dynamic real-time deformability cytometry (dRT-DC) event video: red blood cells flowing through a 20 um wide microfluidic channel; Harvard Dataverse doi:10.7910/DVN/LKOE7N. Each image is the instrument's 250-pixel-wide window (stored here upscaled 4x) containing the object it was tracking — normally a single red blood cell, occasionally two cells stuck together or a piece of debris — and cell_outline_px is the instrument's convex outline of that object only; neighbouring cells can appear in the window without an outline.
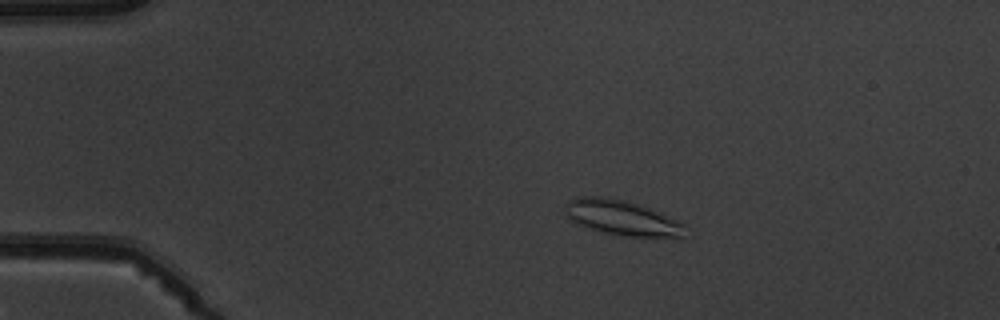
{"species": "common noctule bat (a hibernating species)", "species_latin": "Nyctalus noctula", "temperature_condition": "warm", "stored_images_in_passage": 7, "camera_frame_rate_fps": 3000, "um_per_image_px": 0.085, "animal": {"sex": "male", "body_mass_g": 19.5, "forearm_length_mm": 54.6}, "frame": {"image": 1, "passage_image": 4, "time_ms": 3.333, "image_size_px": [1000, 320], "cell_outline_px": [[688, 224], [684, 236], [680, 240], [628, 236], [604, 232], [576, 224], [564, 216], [564, 212], [568, 200], [580, 196], [604, 196], [628, 200]], "centroid_in_image_um": [52.94, 18.54], "position_along_channel_um": 32.1, "area_um2": 25.37}}
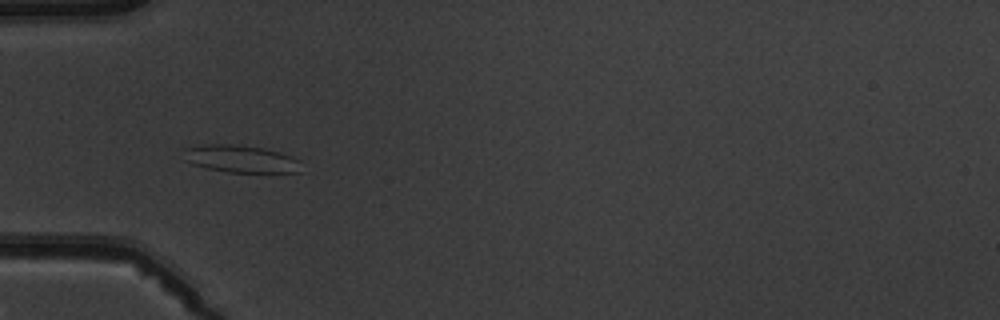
{"frame": {"image": 2, "passage_image": 6, "time_ms": 5.667, "image_size_px": [1000, 320], "cell_outline_px": [[304, 172], [228, 172], [208, 168], [192, 164], [184, 160], [184, 148], [204, 144], [232, 144], [264, 148], [280, 152], [292, 156], [300, 160]], "centroid_in_image_um": [20.5, 13.5], "position_along_channel_um": 64.5, "area_um2": 18.96}}
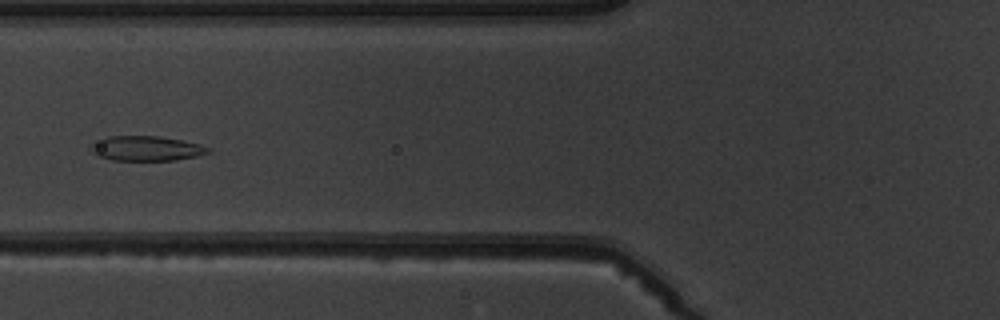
{"frame": {"image": 3, "passage_image": 7, "time_ms": 7.0, "image_size_px": [1000, 320], "cell_outline_px": [[212, 152], [196, 156], [176, 160], [112, 160], [96, 156], [88, 148], [88, 144], [104, 136], [160, 136], [184, 140], [200, 144], [212, 148]], "centroid_in_image_um": [12.4, 12.6], "position_along_channel_um": 113.4, "area_um2": 17.46}}